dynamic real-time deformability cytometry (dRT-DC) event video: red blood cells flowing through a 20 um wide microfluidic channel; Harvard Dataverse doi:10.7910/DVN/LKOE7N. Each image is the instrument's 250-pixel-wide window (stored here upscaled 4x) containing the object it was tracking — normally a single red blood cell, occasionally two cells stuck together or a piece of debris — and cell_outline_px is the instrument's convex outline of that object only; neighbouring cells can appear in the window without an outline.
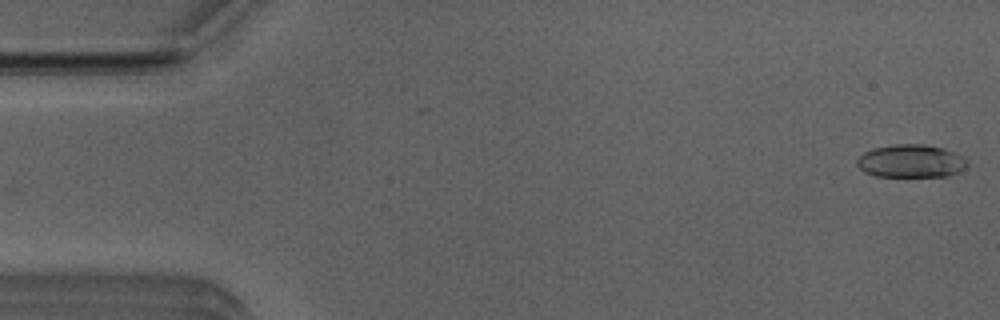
{"species": "Egyptian fruit bat (a non-hibernating species)", "species_latin": "Rousettus aegyptiacus", "temperature_condition": "room temperature", "stored_images_in_passage": 51, "camera_frame_rate_fps": 3000, "um_per_image_px": 0.085, "animal": {"sex": "male"}, "frame": {"image": 1, "passage_image": 1, "time_ms": 0.0, "image_size_px": [1000, 320], "cell_outline_px": [[968, 164], [964, 168], [948, 176], [876, 176], [864, 172], [856, 164], [856, 160], [864, 152], [872, 148], [896, 144], [924, 144], [944, 148], [968, 160]], "centroid_in_image_um": [77.4, 13.69], "position_along_channel_um": 7.6, "area_um2": 21.1}}
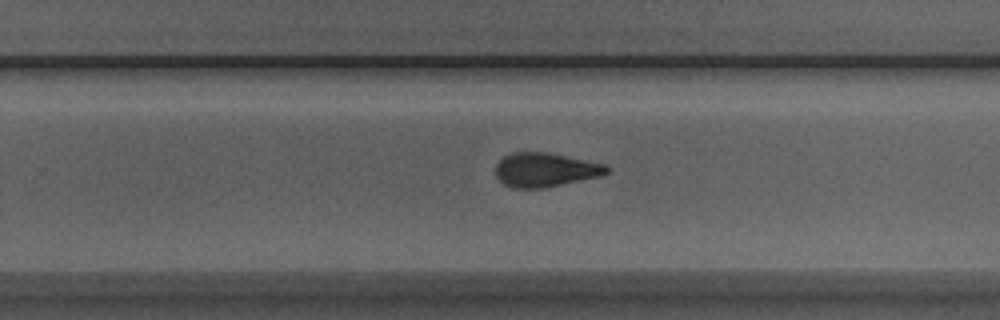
{"frame": {"image": 2, "passage_image": 32, "time_ms": 10.333, "image_size_px": [1000, 320], "cell_outline_px": [[608, 172], [600, 176], [548, 188], [512, 188], [504, 184], [496, 176], [496, 164], [504, 156], [512, 152], [548, 152], [604, 164], [608, 168]], "centroid_in_image_um": [46.32, 14.44], "position_along_channel_um": 283.5, "area_um2": 22.08}}
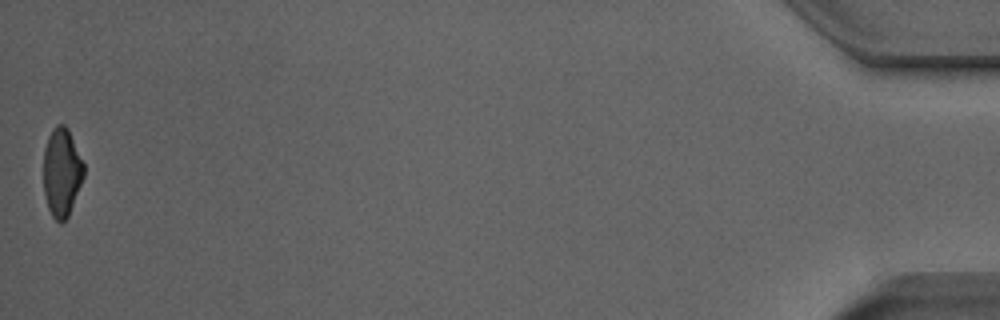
{"frame": {"image": 3, "passage_image": 51, "time_ms": 16.667, "image_size_px": [1000, 320], "cell_outline_px": [[84, 176], [68, 216], [60, 224], [52, 216], [48, 208], [44, 192], [44, 148], [48, 136], [52, 128], [56, 124], [64, 124], [68, 128], [84, 164]], "centroid_in_image_um": [5.24, 14.62], "position_along_channel_um": 430.0, "area_um2": 20.75}, "authors_computed_cell_mechanics": {"area_um2": 21.964, "velocity_mm_per_s": 3.9649, "shape_relaxation_time_tau1_ms": 4.9802, "shape_relaxation_time_tau2_ms": 3.4512, "deformation_change_tau1": 0.1775, "deformation_change_tau2": 0.1348}}